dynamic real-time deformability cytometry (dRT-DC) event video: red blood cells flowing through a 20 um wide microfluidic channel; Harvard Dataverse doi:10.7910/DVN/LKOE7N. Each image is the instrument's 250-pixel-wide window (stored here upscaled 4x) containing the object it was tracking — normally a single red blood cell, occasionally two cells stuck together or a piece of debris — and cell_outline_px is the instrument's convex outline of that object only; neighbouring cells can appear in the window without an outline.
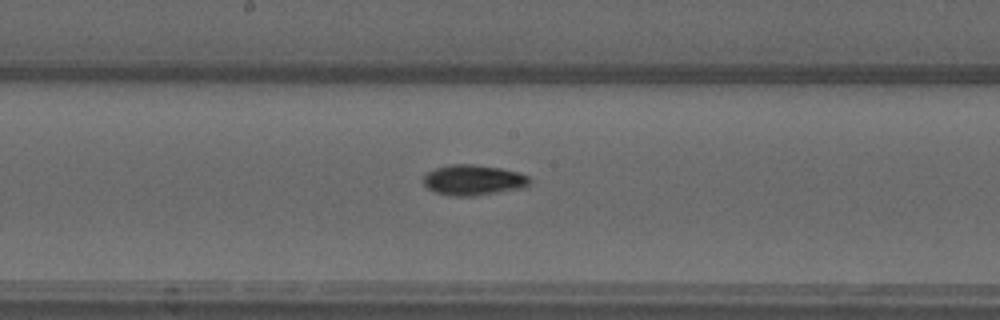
{"species": "common noctule bat (a hibernating species)", "species_latin": "Nyctalus noctula", "temperature_condition": "warm", "stored_images_in_passage": 42, "camera_frame_rate_fps": 3000, "um_per_image_px": 0.085, "animal": {"sex": "male", "forearm_length_mm": 52.5}, "frame": {"image": 1, "passage_image": 19, "time_ms": 6.0, "image_size_px": [1000, 320], "cell_outline_px": [[532, 180], [528, 188], [476, 196], [448, 196], [436, 192], [428, 188], [424, 184], [424, 176], [428, 172], [436, 168], [452, 164], [472, 164], [500, 168], [516, 172], [528, 176]], "centroid_in_image_um": [40.29, 15.32], "position_along_channel_um": 207.9, "area_um2": 19.07}}
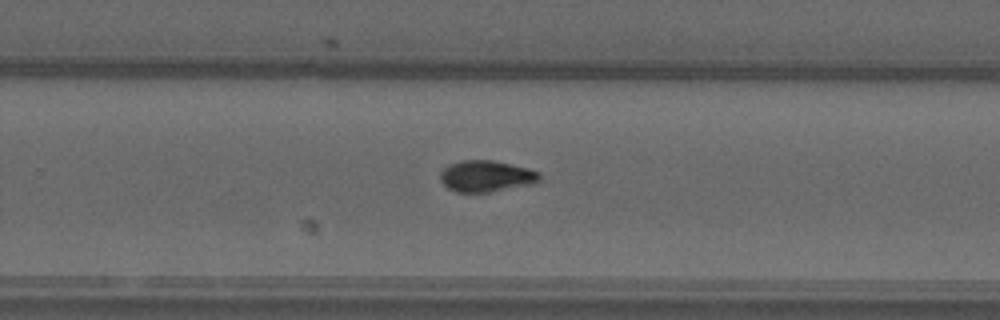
{"frame": {"image": 2, "passage_image": 25, "time_ms": 8.0, "image_size_px": [1000, 320], "cell_outline_px": [[540, 180], [536, 184], [488, 192], [456, 192], [448, 188], [440, 180], [440, 172], [448, 164], [460, 160], [492, 160], [528, 168], [540, 172]], "centroid_in_image_um": [41.34, 14.97], "position_along_channel_um": 288.5, "area_um2": 18.32}}
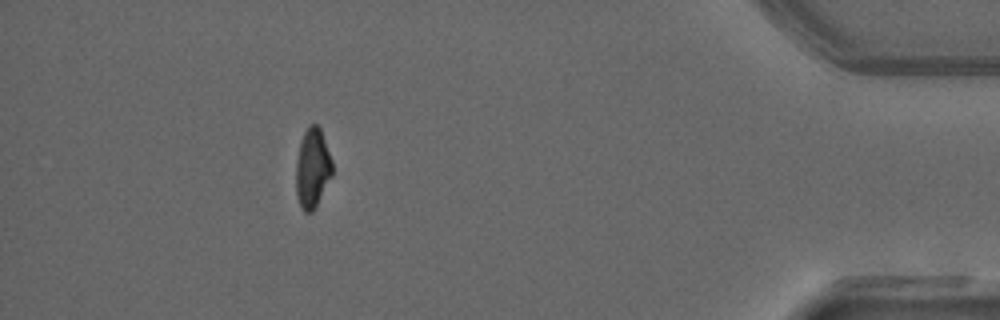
{"frame": {"image": 3, "passage_image": 38, "time_ms": 12.333, "image_size_px": [1000, 320], "cell_outline_px": [[332, 176], [316, 208], [312, 212], [304, 212], [300, 208], [296, 196], [296, 160], [300, 140], [308, 124], [316, 124], [320, 128], [332, 160]], "centroid_in_image_um": [26.55, 14.32], "position_along_channel_um": 408.7, "area_um2": 17.17}}